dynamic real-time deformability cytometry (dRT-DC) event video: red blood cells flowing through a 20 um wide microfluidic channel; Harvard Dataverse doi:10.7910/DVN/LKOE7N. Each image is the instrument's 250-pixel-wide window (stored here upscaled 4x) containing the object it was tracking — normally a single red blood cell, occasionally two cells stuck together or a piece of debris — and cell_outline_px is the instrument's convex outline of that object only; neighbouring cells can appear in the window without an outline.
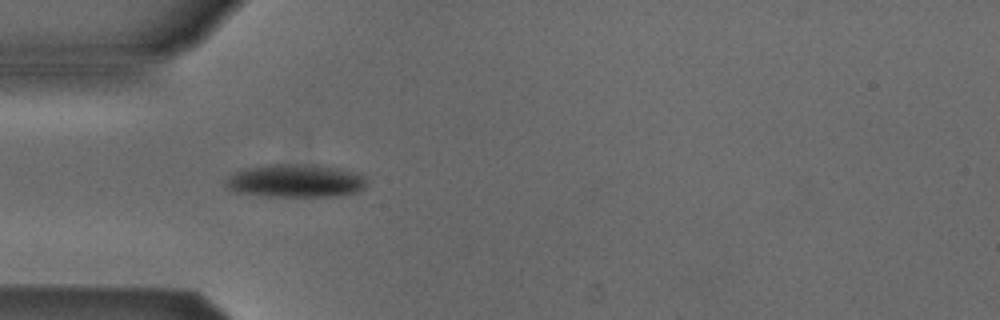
{"species": "Egyptian fruit bat (a non-hibernating species)", "species_latin": "Rousettus aegyptiacus", "temperature_condition": "cold", "stored_images_in_passage": 7, "camera_frame_rate_fps": 3000, "um_per_image_px": 0.085, "animal": {"sex": "male"}, "frame": {"image": 1, "passage_image": 3, "time_ms": 0.667, "image_size_px": [1000, 320], "cell_outline_px": [[368, 184], [364, 188], [356, 192], [332, 196], [264, 196], [236, 192], [228, 188], [224, 184], [224, 180], [240, 168], [268, 164], [316, 164], [340, 168], [364, 176], [368, 180]], "centroid_in_image_um": [25.09, 15.35], "position_along_channel_um": 59.9, "area_um2": 27.57}}
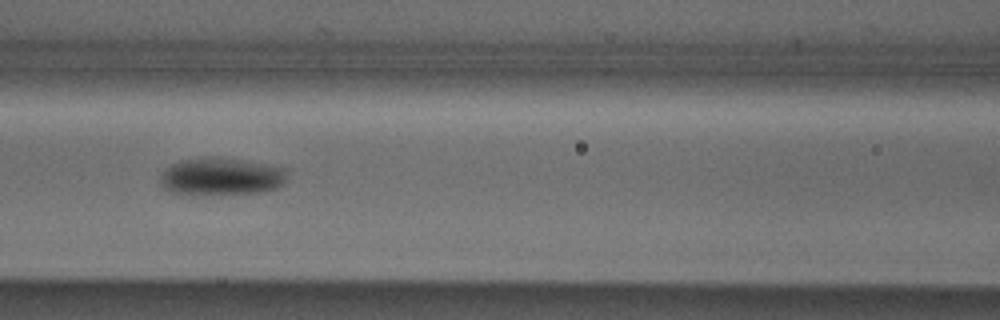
{"frame": {"image": 2, "passage_image": 5, "time_ms": 1.333, "image_size_px": [1000, 320], "cell_outline_px": [[284, 184], [276, 188], [264, 192], [168, 192], [160, 184], [160, 176], [164, 168], [180, 160], [204, 156], [220, 156], [264, 164], [284, 168]], "centroid_in_image_um": [18.75, 14.95], "position_along_channel_um": 147.9, "area_um2": 27.05}}
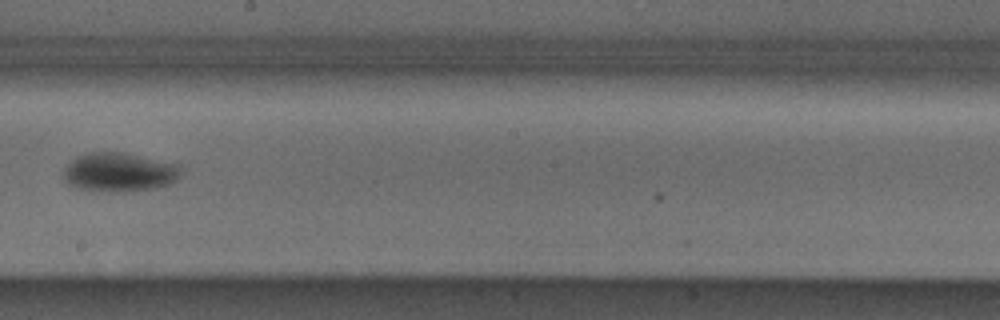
{"frame": {"image": 3, "passage_image": 7, "time_ms": 2.0, "image_size_px": [1000, 320], "cell_outline_px": [[180, 176], [176, 180], [168, 184], [156, 188], [128, 192], [108, 192], [76, 188], [68, 184], [64, 180], [64, 172], [68, 164], [76, 156], [88, 152], [120, 152], [180, 164]], "centroid_in_image_um": [10.13, 14.65], "position_along_channel_um": 238.1, "area_um2": 26.82}}